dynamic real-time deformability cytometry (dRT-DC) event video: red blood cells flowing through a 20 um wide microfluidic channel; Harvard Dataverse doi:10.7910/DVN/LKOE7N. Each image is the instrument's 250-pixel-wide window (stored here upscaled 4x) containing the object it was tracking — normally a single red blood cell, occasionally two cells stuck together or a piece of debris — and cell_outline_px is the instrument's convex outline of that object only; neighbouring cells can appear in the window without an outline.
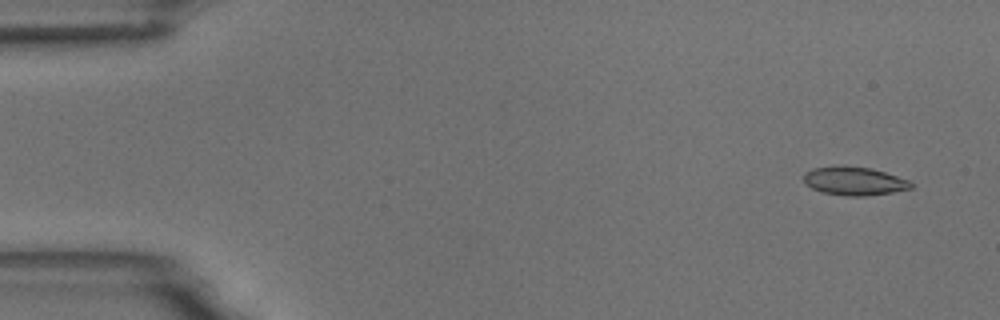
{"species": "common noctule bat (a hibernating species)", "species_latin": "Nyctalus noctula", "temperature_condition": "room temperature", "stored_images_in_passage": 4, "camera_frame_rate_fps": 3000, "um_per_image_px": 0.085, "animal": {"sex": "male", "body_mass_g": 18.8}, "frame": {"image": 1, "passage_image": 1, "time_ms": 0.0, "image_size_px": [1000, 320], "cell_outline_px": [[912, 188], [892, 192], [864, 196], [848, 196], [824, 192], [812, 188], [804, 184], [804, 172], [812, 168], [832, 164], [840, 164], [872, 168], [908, 180], [912, 184]], "centroid_in_image_um": [72.54, 15.35], "position_along_channel_um": 12.5, "area_um2": 18.03}}
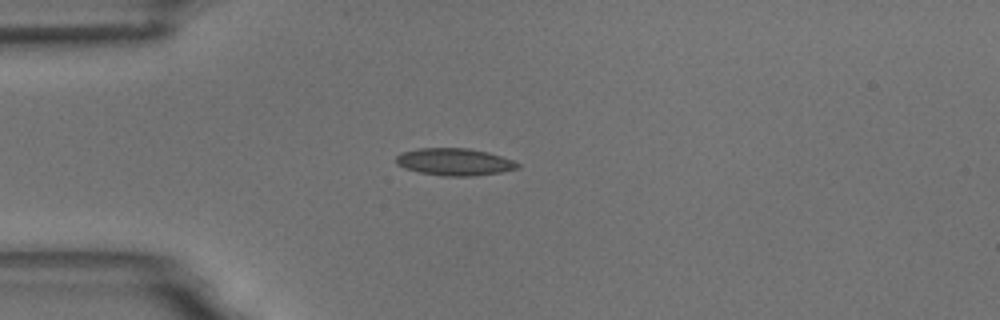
{"frame": {"image": 2, "passage_image": 4, "time_ms": 3.667, "image_size_px": [1000, 320], "cell_outline_px": [[520, 168], [500, 172], [472, 176], [444, 176], [420, 172], [404, 168], [396, 164], [396, 156], [400, 152], [416, 148], [468, 148], [488, 152], [512, 160], [520, 164]], "centroid_in_image_um": [38.6, 13.75], "position_along_channel_um": 46.4, "area_um2": 19.31}}